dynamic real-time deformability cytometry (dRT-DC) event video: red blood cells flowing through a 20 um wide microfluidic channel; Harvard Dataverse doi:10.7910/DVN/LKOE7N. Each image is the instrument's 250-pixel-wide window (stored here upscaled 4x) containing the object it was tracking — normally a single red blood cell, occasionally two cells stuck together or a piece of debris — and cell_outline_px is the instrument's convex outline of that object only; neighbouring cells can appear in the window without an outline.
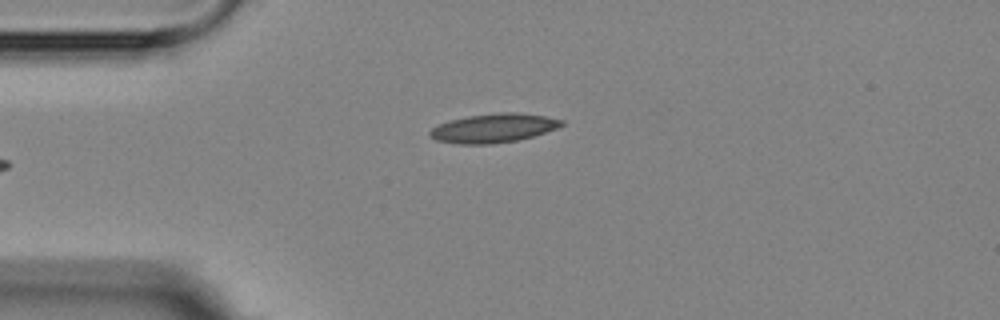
{"species": "Egyptian fruit bat (a non-hibernating species)", "species_latin": "Rousettus aegyptiacus", "temperature_condition": "room temperature", "stored_images_in_passage": 8, "camera_frame_rate_fps": 3000, "um_per_image_px": 0.085, "animal": {"sex": "female"}, "frame": {"image": 1, "passage_image": 4, "time_ms": 4.333, "image_size_px": [1000, 320], "cell_outline_px": [[564, 124], [556, 128], [532, 136], [516, 140], [492, 144], [456, 144], [436, 140], [428, 136], [428, 132], [432, 128], [448, 120], [468, 116], [500, 112], [516, 112], [544, 116], [564, 120]], "centroid_in_image_um": [41.9, 10.89], "position_along_channel_um": 43.1, "area_um2": 22.14}}
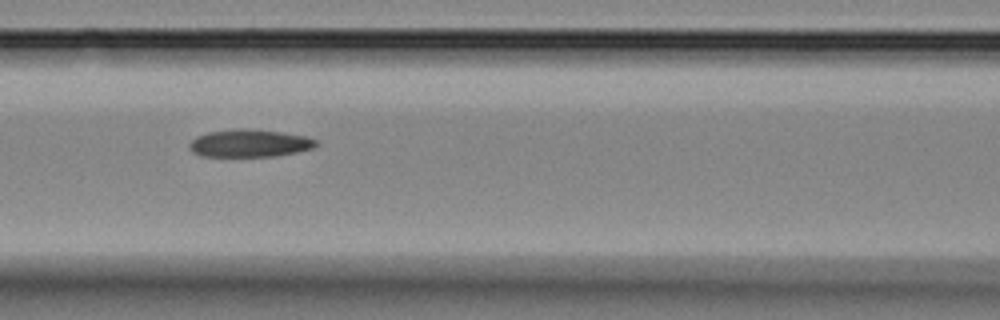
{"frame": {"image": 2, "passage_image": 7, "time_ms": 7.667, "image_size_px": [1000, 320], "cell_outline_px": [[320, 144], [312, 148], [296, 152], [276, 156], [200, 156], [192, 152], [188, 148], [188, 144], [196, 136], [208, 132], [236, 128], [244, 128], [280, 132], [308, 136], [316, 140]], "centroid_in_image_um": [21.2, 12.17], "position_along_channel_um": 145.4, "area_um2": 20.52}}
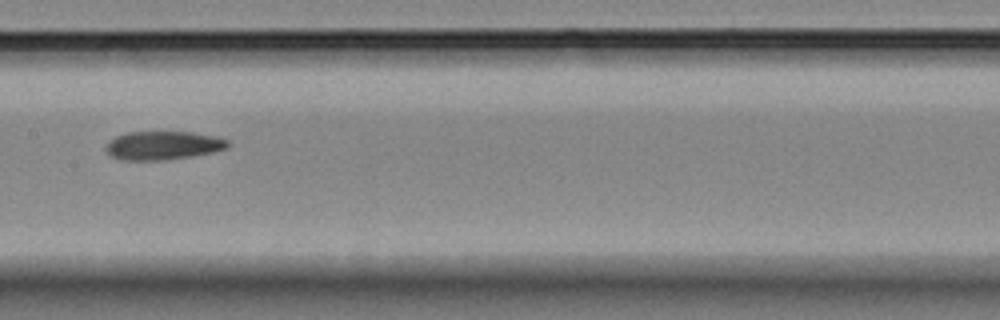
{"frame": {"image": 3, "passage_image": 8, "time_ms": 9.0, "image_size_px": [1000, 320], "cell_outline_px": [[232, 144], [228, 148], [212, 152], [192, 156], [164, 160], [120, 160], [108, 156], [104, 148], [104, 144], [116, 136], [128, 132], [192, 132], [216, 136], [228, 140]], "centroid_in_image_um": [13.83, 12.37], "position_along_channel_um": 193.6, "area_um2": 20.63}}